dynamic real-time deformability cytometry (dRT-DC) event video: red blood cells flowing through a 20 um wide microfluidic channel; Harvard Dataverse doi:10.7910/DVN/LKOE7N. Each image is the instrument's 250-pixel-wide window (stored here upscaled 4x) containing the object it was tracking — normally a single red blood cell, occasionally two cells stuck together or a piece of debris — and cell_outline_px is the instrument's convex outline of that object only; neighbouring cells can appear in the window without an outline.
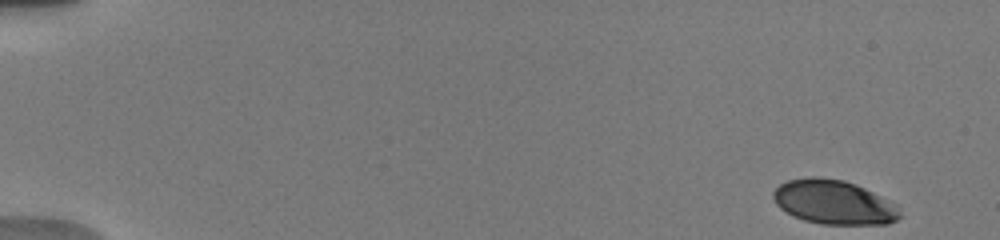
{"species": "human", "species_latin": "Homo sapiens", "temperature_condition": "warm", "stored_images_in_passage": 54, "camera_frame_rate_fps": 3000, "um_per_image_px": 0.085, "donor": {"sex": "male"}, "frame": {"image": 1, "passage_image": 1, "time_ms": 0.0, "image_size_px": [1000, 240], "cell_outline_px": [[904, 216], [888, 224], [820, 224], [804, 220], [792, 216], [780, 208], [776, 204], [772, 196], [772, 192], [780, 184], [788, 180], [812, 176], [820, 176], [844, 180], [856, 184], [896, 204]], "centroid_in_image_um": [70.87, 17.19], "position_along_channel_um": 14.1, "area_um2": 32.89}}
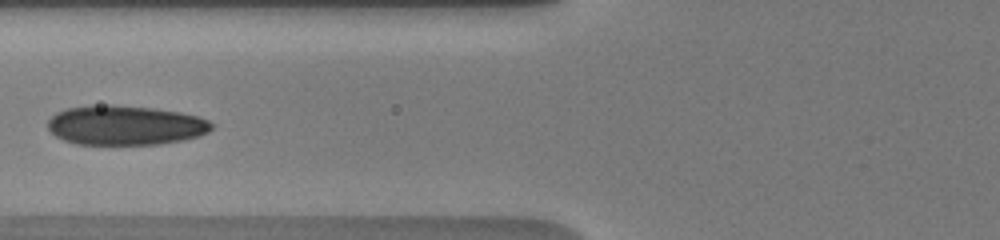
{"frame": {"image": 2, "passage_image": 13, "time_ms": 6.667, "image_size_px": [1000, 240], "cell_outline_px": [[212, 128], [208, 132], [200, 136], [180, 140], [156, 144], [76, 144], [64, 140], [56, 136], [48, 128], [48, 120], [56, 112], [68, 108], [108, 104], [112, 104], [152, 108], [180, 112], [200, 116], [208, 120], [212, 124]], "centroid_in_image_um": [10.65, 10.64], "position_along_channel_um": 115.1, "area_um2": 37.63}}
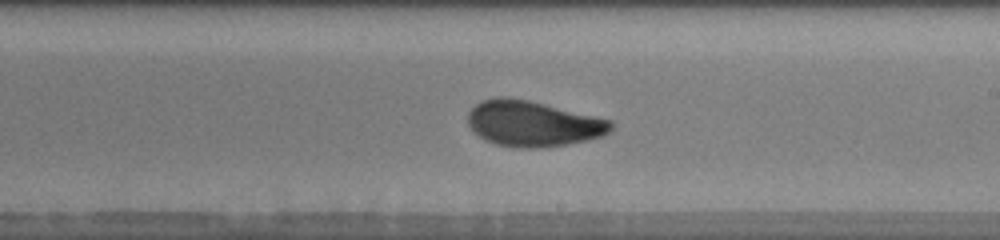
{"frame": {"image": 3, "passage_image": 24, "time_ms": 10.0, "image_size_px": [1000, 240], "cell_outline_px": [[612, 128], [604, 136], [564, 144], [540, 148], [516, 148], [496, 144], [484, 140], [472, 132], [468, 124], [468, 112], [480, 100], [496, 96], [508, 96], [528, 100], [596, 116], [612, 120]], "centroid_in_image_um": [45.24, 10.5], "position_along_channel_um": 243.8, "area_um2": 38.26}, "authors_computed_cell_mechanics": {"area_um2": 36.8186, "velocity_mm_per_s": 3.8544, "shape_relaxation_time_tau1_ms": 3.592, "shape_relaxation_time_tau2_ms": 1.1385, "deformation_change_tau1": 0.1473, "deformation_change_tau2": 0.0588}}